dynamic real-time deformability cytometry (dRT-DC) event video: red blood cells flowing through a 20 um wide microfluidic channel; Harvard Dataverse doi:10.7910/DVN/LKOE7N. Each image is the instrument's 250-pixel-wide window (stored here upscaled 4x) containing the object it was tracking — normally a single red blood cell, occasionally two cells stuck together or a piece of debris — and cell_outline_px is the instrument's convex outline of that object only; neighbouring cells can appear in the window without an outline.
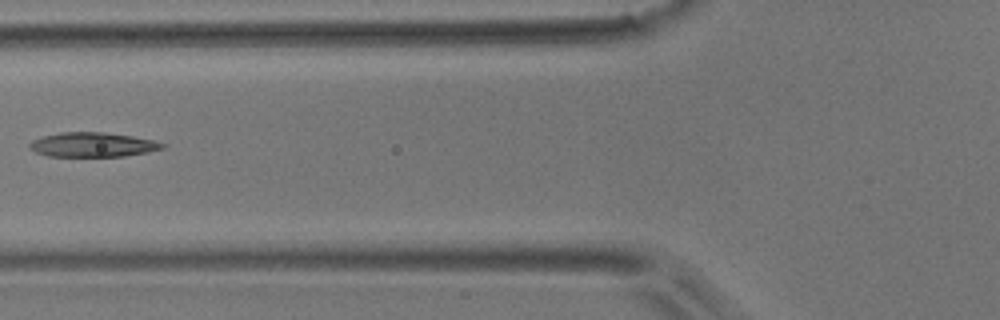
{"species": "common noctule bat (a hibernating species)", "species_latin": "Nyctalus noctula", "temperature_condition": "room temperature", "stored_images_in_passage": 5, "camera_frame_rate_fps": 3000, "um_per_image_px": 0.085, "animal": {"sex": "male", "body_mass_g": 17.9}, "frame": {"image": 1, "passage_image": 4, "time_ms": 4.333, "image_size_px": [1000, 320], "cell_outline_px": [[168, 148], [148, 152], [124, 156], [48, 156], [36, 152], [28, 148], [28, 144], [32, 140], [44, 136], [60, 132], [104, 132], [132, 136], [152, 140], [168, 144]], "centroid_in_image_um": [7.91, 12.3], "position_along_channel_um": 117.9, "area_um2": 19.07}}
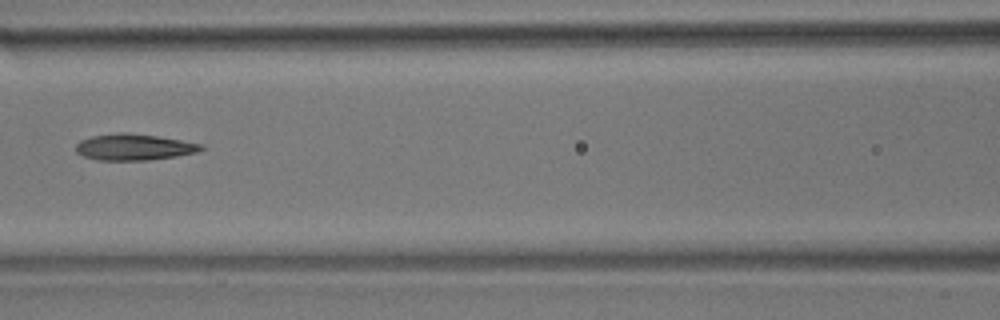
{"frame": {"image": 2, "passage_image": 5, "time_ms": 5.333, "image_size_px": [1000, 320], "cell_outline_px": [[204, 148], [200, 152], [176, 156], [148, 160], [96, 160], [84, 156], [76, 152], [76, 144], [80, 140], [92, 136], [120, 132], [128, 132], [156, 136], [204, 144]], "centroid_in_image_um": [11.4, 12.5], "position_along_channel_um": 155.2, "area_um2": 19.25}}